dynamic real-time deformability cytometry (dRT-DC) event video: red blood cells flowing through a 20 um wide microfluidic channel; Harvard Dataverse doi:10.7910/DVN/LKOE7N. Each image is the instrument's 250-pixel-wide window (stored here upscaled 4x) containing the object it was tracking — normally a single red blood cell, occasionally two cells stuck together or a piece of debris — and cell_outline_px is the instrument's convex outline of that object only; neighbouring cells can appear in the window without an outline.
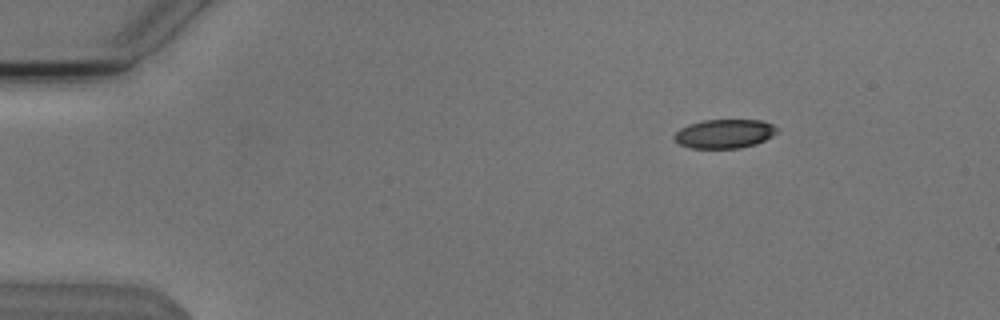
{"species": "Egyptian fruit bat (a non-hibernating species)", "species_latin": "Rousettus aegyptiacus", "temperature_condition": "cold", "stored_images_in_passage": 5, "camera_frame_rate_fps": 3000, "um_per_image_px": 0.085, "animal": {"sex": "male"}, "frame": {"image": 1, "passage_image": 3, "time_ms": 0.667, "image_size_px": [1000, 320], "cell_outline_px": [[780, 132], [756, 144], [740, 148], [692, 148], [680, 144], [672, 136], [680, 128], [688, 124], [704, 120], [760, 120], [772, 124], [780, 128]], "centroid_in_image_um": [61.62, 11.36], "position_along_channel_um": 23.4, "area_um2": 17.46}}
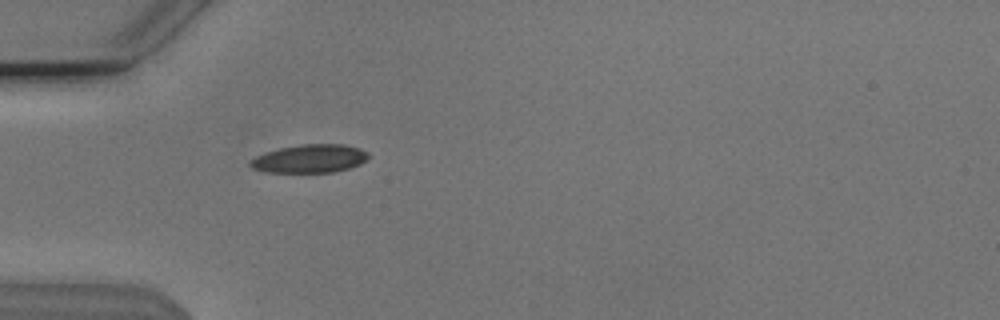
{"frame": {"image": 2, "passage_image": 5, "time_ms": 1.333, "image_size_px": [1000, 320], "cell_outline_px": [[372, 156], [360, 164], [348, 168], [332, 172], [268, 172], [252, 168], [248, 164], [248, 160], [264, 152], [280, 148], [300, 144], [344, 144], [360, 148], [368, 152]], "centroid_in_image_um": [26.33, 13.47], "position_along_channel_um": 58.7, "area_um2": 19.65}}